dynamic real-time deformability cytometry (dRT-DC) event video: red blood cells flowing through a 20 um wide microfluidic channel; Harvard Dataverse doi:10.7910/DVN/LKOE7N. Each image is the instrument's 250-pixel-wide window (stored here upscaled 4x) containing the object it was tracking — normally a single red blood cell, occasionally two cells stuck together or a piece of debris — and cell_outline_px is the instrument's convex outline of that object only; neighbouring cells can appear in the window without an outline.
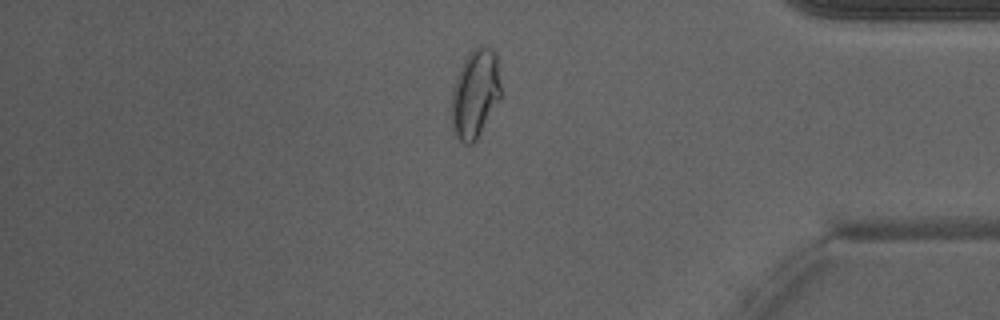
{"species": "Egyptian fruit bat (a non-hibernating species)", "species_latin": "Rousettus aegyptiacus", "temperature_condition": "warm", "stored_images_in_passage": 48, "camera_frame_rate_fps": 3000, "um_per_image_px": 0.085, "animal": {"sex": "male"}, "frame": {"image": 1, "passage_image": 41, "time_ms": 13.333, "image_size_px": [1000, 320], "cell_outline_px": [[500, 100], [476, 140], [472, 144], [464, 144], [452, 132], [452, 88], [460, 68], [464, 60], [480, 44], [484, 44], [492, 48], [496, 52], [500, 84]], "centroid_in_image_um": [40.4, 7.97], "position_along_channel_um": 394.8, "area_um2": 25.49}, "authors_computed_cell_mechanics": {"area_um2": 26.0678, "velocity_mm_per_s": 4.2676, "shape_relaxation_time_tau1_ms": null, "shape_relaxation_time_tau2_ms": 0.5959, "deformation_change_tau1": null, "deformation_change_tau2": 0.0777}}